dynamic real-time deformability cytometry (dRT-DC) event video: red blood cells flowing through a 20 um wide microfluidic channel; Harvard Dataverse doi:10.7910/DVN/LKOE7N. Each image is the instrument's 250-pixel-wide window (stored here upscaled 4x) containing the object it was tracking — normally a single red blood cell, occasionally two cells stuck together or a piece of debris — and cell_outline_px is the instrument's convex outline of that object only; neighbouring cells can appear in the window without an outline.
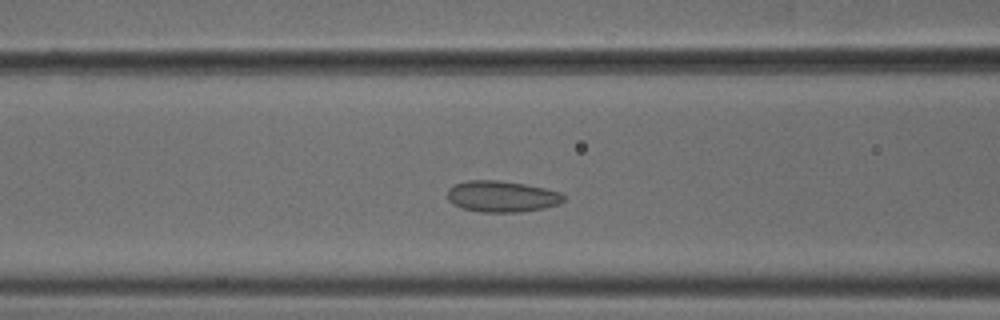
{"species": "common noctule bat (a hibernating species)", "species_latin": "Nyctalus noctula", "temperature_condition": "cold", "stored_images_in_passage": 47, "camera_frame_rate_fps": 3000, "um_per_image_px": 0.085, "animal": {"sex": "male", "body_mass_g": 18.8}, "frame": {"image": 1, "passage_image": 15, "time_ms": 4.667, "image_size_px": [1000, 320], "cell_outline_px": [[564, 200], [560, 204], [544, 208], [520, 212], [480, 212], [464, 208], [448, 200], [448, 188], [456, 184], [468, 180], [500, 180], [524, 184], [544, 188], [560, 192], [564, 196]], "centroid_in_image_um": [42.68, 16.69], "position_along_channel_um": 123.9, "area_um2": 21.04}}
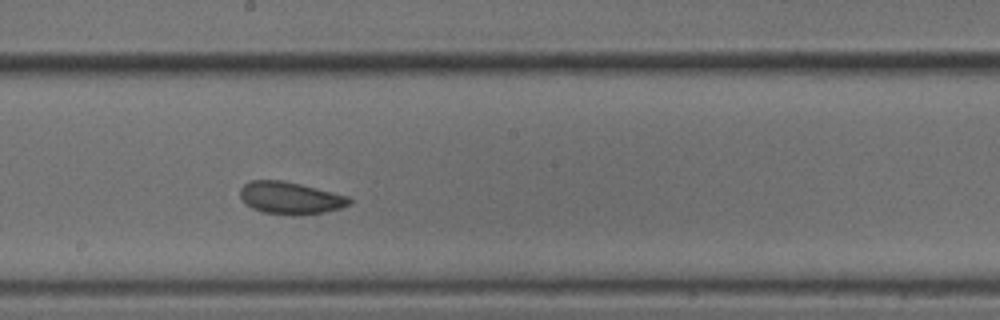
{"frame": {"image": 2, "passage_image": 23, "time_ms": 7.333, "image_size_px": [1000, 320], "cell_outline_px": [[352, 204], [340, 208], [324, 212], [264, 212], [252, 208], [240, 196], [240, 188], [244, 184], [252, 180], [280, 180], [300, 184], [348, 196], [352, 200]], "centroid_in_image_um": [24.68, 16.77], "position_along_channel_um": 223.5, "area_um2": 19.54}}
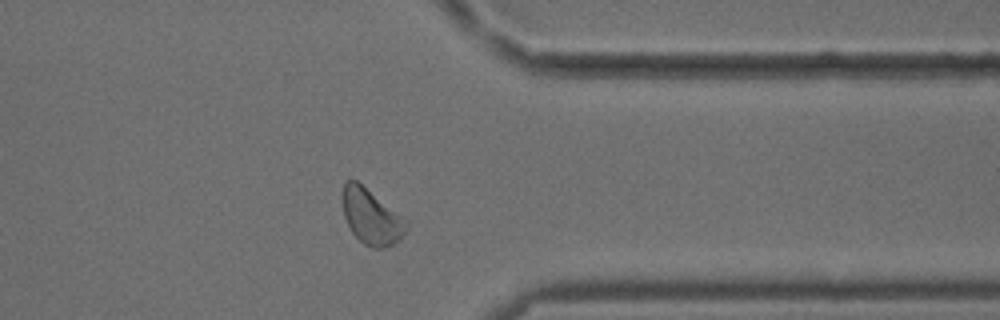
{"frame": {"image": 3, "passage_image": 36, "time_ms": 11.667, "image_size_px": [1000, 320], "cell_outline_px": [[408, 224], [400, 240], [388, 248], [372, 248], [364, 244], [352, 232], [344, 216], [344, 184], [348, 180], [356, 180], [408, 220]], "centroid_in_image_um": [31.6, 18.46], "position_along_channel_um": 379.8, "area_um2": 20.23}, "authors_computed_cell_mechanics": {"area_um2": 20.6346, "velocity_mm_per_s": 3.7384, "shape_relaxation_time_tau1_ms": null, "shape_relaxation_time_tau2_ms": 1.4924, "deformation_change_tau1": null, "deformation_change_tau2": 0.0485}}